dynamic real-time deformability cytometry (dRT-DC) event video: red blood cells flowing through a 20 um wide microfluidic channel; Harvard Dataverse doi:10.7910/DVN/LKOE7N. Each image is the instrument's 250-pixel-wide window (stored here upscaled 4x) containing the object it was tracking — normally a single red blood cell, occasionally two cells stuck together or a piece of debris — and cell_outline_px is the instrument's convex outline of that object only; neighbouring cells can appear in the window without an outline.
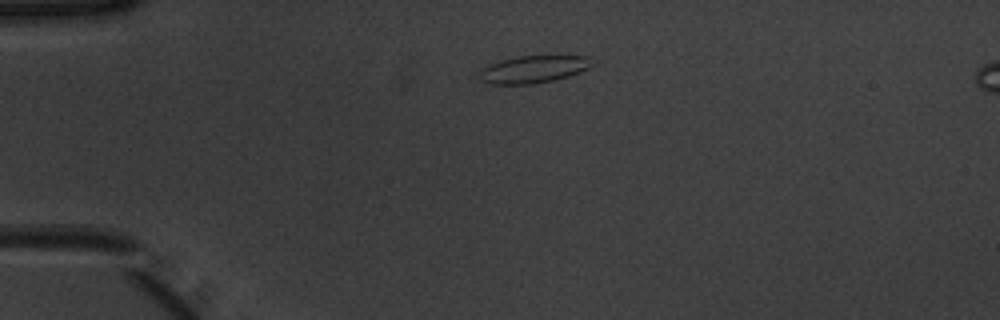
{"species": "common noctule bat (a hibernating species)", "species_latin": "Nyctalus noctula", "temperature_condition": "warm", "stored_images_in_passage": 8, "camera_frame_rate_fps": 3000, "um_per_image_px": 0.085, "animal": {"sex": "male", "body_mass_g": 20.1, "forearm_length_mm": 53.5}, "frame": {"image": 1, "passage_image": 1, "time_ms": 0.0, "image_size_px": [1000, 320], "cell_outline_px": [[596, 64], [580, 72], [568, 76], [552, 80], [532, 84], [488, 84], [480, 80], [476, 76], [476, 72], [480, 68], [488, 64], [500, 60], [520, 56], [588, 56]], "centroid_in_image_um": [45.27, 5.89], "position_along_channel_um": 39.7, "area_um2": 18.26}}